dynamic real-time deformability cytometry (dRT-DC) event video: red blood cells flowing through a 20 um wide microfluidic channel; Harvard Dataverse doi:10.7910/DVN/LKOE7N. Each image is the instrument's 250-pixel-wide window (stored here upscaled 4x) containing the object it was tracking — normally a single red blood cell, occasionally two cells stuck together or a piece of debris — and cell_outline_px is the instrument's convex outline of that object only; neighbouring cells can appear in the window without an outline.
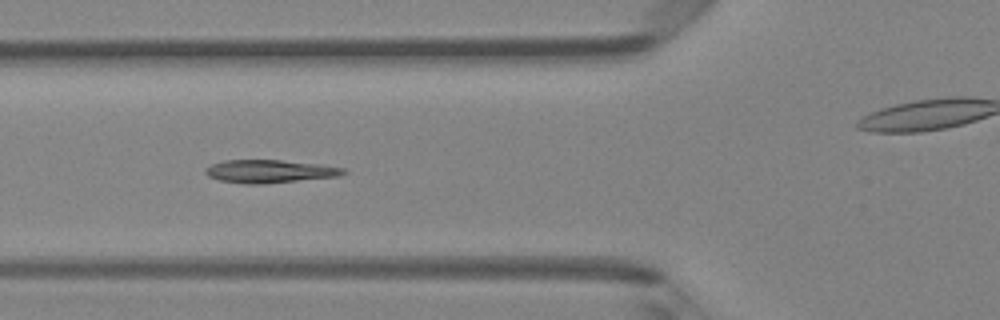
{"species": "Egyptian fruit bat (a non-hibernating species)", "species_latin": "Rousettus aegyptiacus", "temperature_condition": "room temperature", "stored_images_in_passage": 8, "camera_frame_rate_fps": 3000, "um_per_image_px": 0.085, "animal": {"sex": "female"}, "frame": {"image": 1, "passage_image": 6, "time_ms": 1.667, "image_size_px": [1000, 320], "cell_outline_px": [[348, 172], [340, 176], [264, 184], [244, 184], [220, 180], [208, 176], [204, 172], [204, 168], [212, 164], [224, 160], [280, 160], [320, 164], [344, 168]], "centroid_in_image_um": [22.92, 14.56], "position_along_channel_um": 102.9, "area_um2": 18.61}}